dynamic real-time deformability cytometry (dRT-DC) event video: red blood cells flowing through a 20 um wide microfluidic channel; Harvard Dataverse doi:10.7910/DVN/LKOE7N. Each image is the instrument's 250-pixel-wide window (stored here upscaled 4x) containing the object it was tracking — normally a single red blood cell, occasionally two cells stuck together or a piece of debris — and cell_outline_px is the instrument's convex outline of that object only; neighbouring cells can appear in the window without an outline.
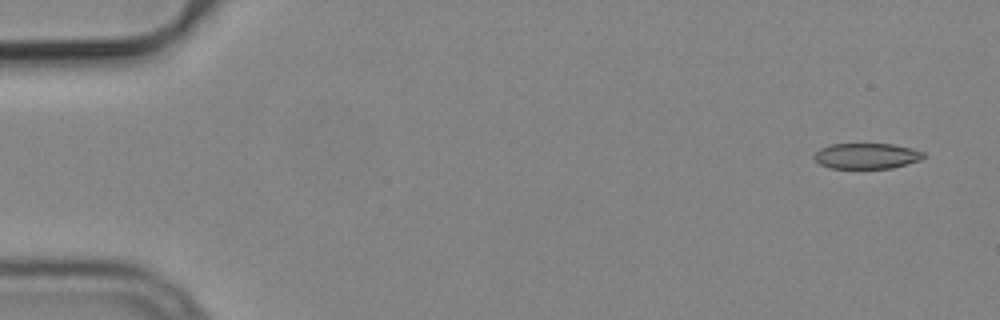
{"species": "common noctule bat (a hibernating species)", "species_latin": "Nyctalus noctula", "temperature_condition": "cold", "stored_images_in_passage": 7, "camera_frame_rate_fps": 3000, "um_per_image_px": 0.085, "animal": {"sex": "male", "body_mass_g": 19.2, "forearm_length_mm": 51.8}, "frame": {"image": 1, "passage_image": 1, "time_ms": 0.0, "image_size_px": [1000, 320], "cell_outline_px": [[924, 156], [920, 160], [892, 168], [828, 168], [820, 164], [812, 156], [820, 148], [832, 144], [892, 144], [912, 148], [924, 152]], "centroid_in_image_um": [73.65, 13.25], "position_along_channel_um": 11.4, "area_um2": 16.3}}
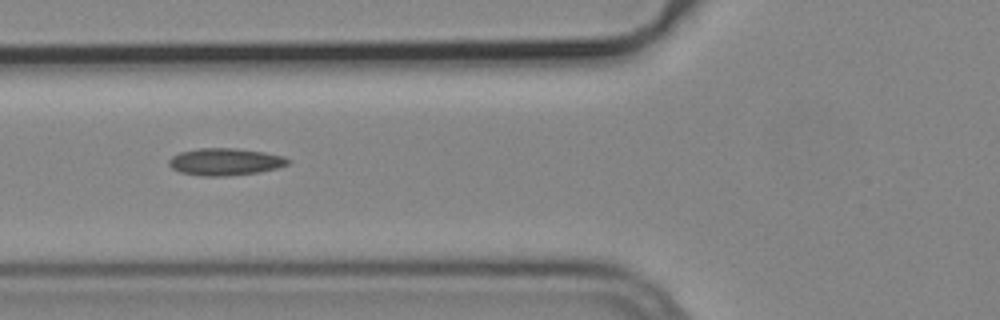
{"frame": {"image": 2, "passage_image": 5, "time_ms": 1.333, "image_size_px": [1000, 320], "cell_outline_px": [[292, 160], [288, 164], [276, 168], [260, 172], [224, 176], [200, 176], [180, 172], [172, 168], [168, 164], [168, 160], [172, 156], [180, 152], [200, 148], [236, 148], [264, 152], [284, 156]], "centroid_in_image_um": [19.14, 13.75], "position_along_channel_um": 106.7, "area_um2": 18.9}}
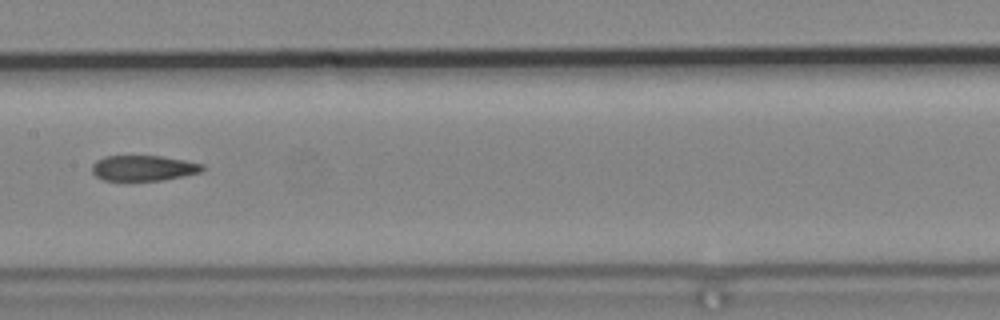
{"frame": {"image": 3, "passage_image": 7, "time_ms": 2.0, "image_size_px": [1000, 320], "cell_outline_px": [[208, 168], [200, 172], [184, 176], [160, 180], [104, 180], [96, 176], [92, 172], [92, 164], [96, 160], [104, 156], [160, 156], [184, 160], [204, 164]], "centroid_in_image_um": [12.22, 14.28], "position_along_channel_um": 195.2, "area_um2": 16.42}}